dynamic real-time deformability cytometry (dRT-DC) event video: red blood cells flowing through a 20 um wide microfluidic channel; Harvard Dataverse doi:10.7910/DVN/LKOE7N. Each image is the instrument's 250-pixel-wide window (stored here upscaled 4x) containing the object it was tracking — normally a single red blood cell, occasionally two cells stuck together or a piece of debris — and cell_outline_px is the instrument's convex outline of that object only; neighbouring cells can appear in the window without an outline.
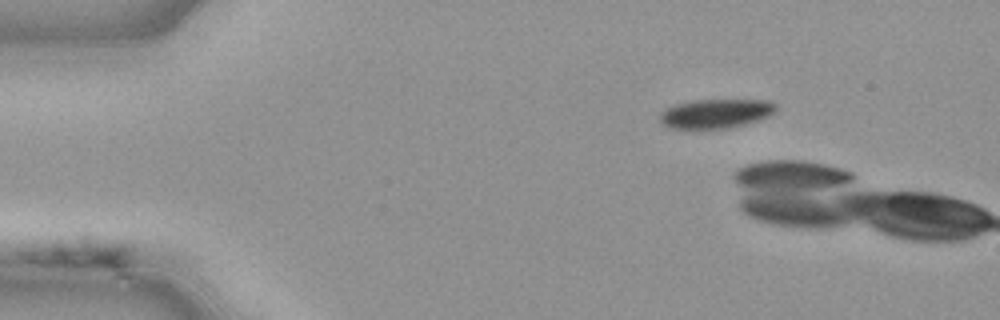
{"species": "common noctule bat (a hibernating species)", "species_latin": "Nyctalus noctula", "temperature_condition": "cold", "stored_images_in_passage": 36, "camera_frame_rate_fps": 3000, "um_per_image_px": 0.085, "animal": {"sex": "male", "body_mass_g": 21.5, "forearm_length_mm": 52.0}, "frame": {"image": 1, "passage_image": 1, "time_ms": 0.0, "image_size_px": [1000, 320], "cell_outline_px": [[128, 252], [124, 264], [120, 268], [108, 268], [36, 264], [24, 260], [20, 256], [20, 252], [84, 232], [128, 244]], "centroid_in_image_um": [6.78, 21.45], "position_along_channel_um": 78.2, "area_um2": 19.36}}